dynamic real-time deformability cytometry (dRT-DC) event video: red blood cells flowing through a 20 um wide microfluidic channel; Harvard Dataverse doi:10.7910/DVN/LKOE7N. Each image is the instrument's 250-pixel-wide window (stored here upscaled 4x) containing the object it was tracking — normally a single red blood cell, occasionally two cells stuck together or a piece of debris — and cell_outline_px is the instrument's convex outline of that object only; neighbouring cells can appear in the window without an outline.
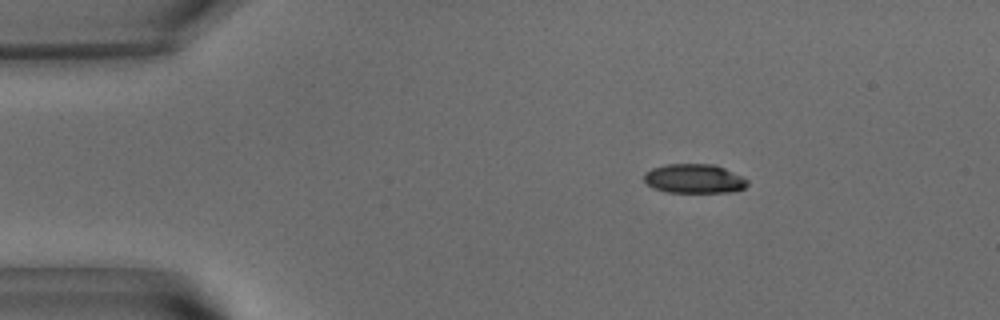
{"species": "common noctule bat (a hibernating species)", "species_latin": "Nyctalus noctula", "temperature_condition": "warm", "stored_images_in_passage": 48, "camera_frame_rate_fps": 3000, "um_per_image_px": 0.085, "animal": {"sex": "male", "body_mass_g": 15.6}, "frame": {"image": 1, "passage_image": 3, "time_ms": 0.667, "image_size_px": [1000, 320], "cell_outline_px": [[748, 184], [744, 188], [732, 192], [668, 192], [652, 188], [644, 180], [644, 172], [652, 168], [668, 164], [712, 164], [724, 168], [748, 180]], "centroid_in_image_um": [58.98, 15.19], "position_along_channel_um": 26.0, "area_um2": 17.51}}
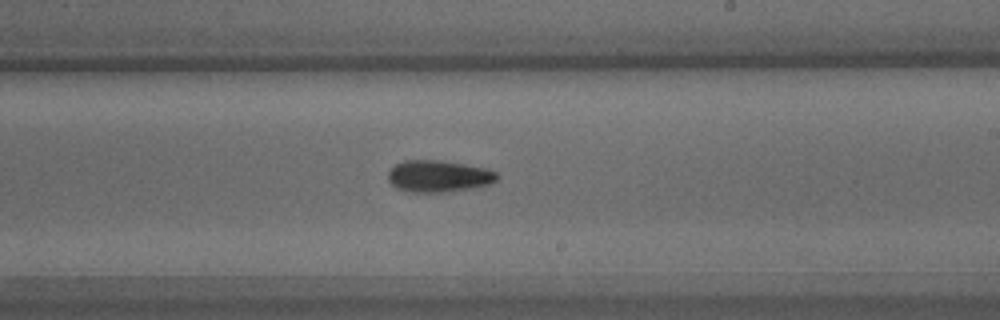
{"frame": {"image": 2, "passage_image": 26, "time_ms": 8.333, "image_size_px": [1000, 320], "cell_outline_px": [[500, 176], [492, 184], [472, 188], [444, 192], [408, 192], [396, 188], [388, 180], [388, 172], [396, 164], [404, 160], [440, 160], [464, 164], [484, 168], [496, 172]], "centroid_in_image_um": [37.28, 14.98], "position_along_channel_um": 251.7, "area_um2": 20.23}}
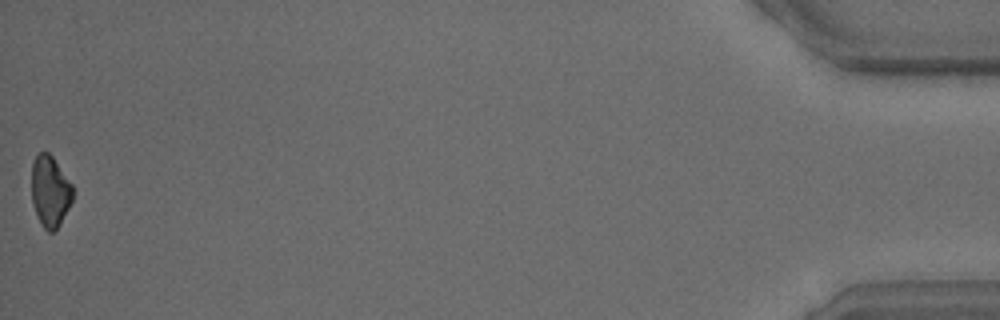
{"frame": {"image": 3, "passage_image": 48, "time_ms": 15.667, "image_size_px": [1000, 320], "cell_outline_px": [[72, 200], [60, 224], [52, 232], [48, 232], [44, 228], [32, 204], [32, 164], [36, 156], [40, 152], [48, 152], [52, 156], [72, 184]], "centroid_in_image_um": [4.25, 16.25], "position_along_channel_um": 430.9, "area_um2": 16.76}, "authors_computed_cell_mechanics": {"area_um2": 18.8428, "velocity_mm_per_s": 3.7678, "shape_relaxation_time_tau1_ms": 3.1365, "shape_relaxation_time_tau2_ms": 7.428, "deformation_change_tau1": 0.1244, "deformation_change_tau2": 0.1387}}